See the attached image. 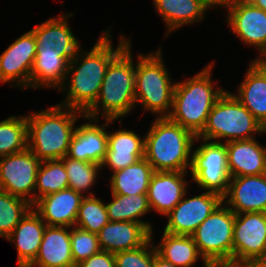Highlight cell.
I'll use <instances>...</instances> for the list:
<instances>
[{"instance_id": "f1b7e54d", "label": "cell", "mask_w": 266, "mask_h": 267, "mask_svg": "<svg viewBox=\"0 0 266 267\" xmlns=\"http://www.w3.org/2000/svg\"><path fill=\"white\" fill-rule=\"evenodd\" d=\"M158 244L155 246L157 254L174 266L192 267L198 258H202L205 267L208 266L191 236L173 235L164 231Z\"/></svg>"}, {"instance_id": "8fae6325", "label": "cell", "mask_w": 266, "mask_h": 267, "mask_svg": "<svg viewBox=\"0 0 266 267\" xmlns=\"http://www.w3.org/2000/svg\"><path fill=\"white\" fill-rule=\"evenodd\" d=\"M266 260V213L235 214L233 263Z\"/></svg>"}, {"instance_id": "cb8c5ba5", "label": "cell", "mask_w": 266, "mask_h": 267, "mask_svg": "<svg viewBox=\"0 0 266 267\" xmlns=\"http://www.w3.org/2000/svg\"><path fill=\"white\" fill-rule=\"evenodd\" d=\"M145 138L132 130H119L108 133L107 152L101 164L112 172L124 169L144 157Z\"/></svg>"}, {"instance_id": "d6a6232c", "label": "cell", "mask_w": 266, "mask_h": 267, "mask_svg": "<svg viewBox=\"0 0 266 267\" xmlns=\"http://www.w3.org/2000/svg\"><path fill=\"white\" fill-rule=\"evenodd\" d=\"M31 208L27 200L0 189V237L6 239Z\"/></svg>"}, {"instance_id": "ffe728a7", "label": "cell", "mask_w": 266, "mask_h": 267, "mask_svg": "<svg viewBox=\"0 0 266 267\" xmlns=\"http://www.w3.org/2000/svg\"><path fill=\"white\" fill-rule=\"evenodd\" d=\"M28 267H74L71 227L46 226L39 252Z\"/></svg>"}, {"instance_id": "9c48e42d", "label": "cell", "mask_w": 266, "mask_h": 267, "mask_svg": "<svg viewBox=\"0 0 266 267\" xmlns=\"http://www.w3.org/2000/svg\"><path fill=\"white\" fill-rule=\"evenodd\" d=\"M192 180L207 192L226 195L230 183L226 144L203 140L191 154Z\"/></svg>"}, {"instance_id": "8d00e7d4", "label": "cell", "mask_w": 266, "mask_h": 267, "mask_svg": "<svg viewBox=\"0 0 266 267\" xmlns=\"http://www.w3.org/2000/svg\"><path fill=\"white\" fill-rule=\"evenodd\" d=\"M151 238L142 246L114 253L116 267H153L154 245Z\"/></svg>"}, {"instance_id": "60d3db41", "label": "cell", "mask_w": 266, "mask_h": 267, "mask_svg": "<svg viewBox=\"0 0 266 267\" xmlns=\"http://www.w3.org/2000/svg\"><path fill=\"white\" fill-rule=\"evenodd\" d=\"M209 7H226L231 0H202Z\"/></svg>"}, {"instance_id": "5bb4252c", "label": "cell", "mask_w": 266, "mask_h": 267, "mask_svg": "<svg viewBox=\"0 0 266 267\" xmlns=\"http://www.w3.org/2000/svg\"><path fill=\"white\" fill-rule=\"evenodd\" d=\"M35 56L36 39L29 30L0 55V82H14L16 87L31 88V70Z\"/></svg>"}, {"instance_id": "ba28073f", "label": "cell", "mask_w": 266, "mask_h": 267, "mask_svg": "<svg viewBox=\"0 0 266 267\" xmlns=\"http://www.w3.org/2000/svg\"><path fill=\"white\" fill-rule=\"evenodd\" d=\"M222 202L191 235L208 263H233L235 213Z\"/></svg>"}, {"instance_id": "484cf974", "label": "cell", "mask_w": 266, "mask_h": 267, "mask_svg": "<svg viewBox=\"0 0 266 267\" xmlns=\"http://www.w3.org/2000/svg\"><path fill=\"white\" fill-rule=\"evenodd\" d=\"M69 61L55 49L36 45V56L31 70V88L61 89L67 81Z\"/></svg>"}, {"instance_id": "2e32d148", "label": "cell", "mask_w": 266, "mask_h": 267, "mask_svg": "<svg viewBox=\"0 0 266 267\" xmlns=\"http://www.w3.org/2000/svg\"><path fill=\"white\" fill-rule=\"evenodd\" d=\"M84 118L89 122L76 127L66 156L101 165L107 152L108 132L105 128L114 120L105 119L106 123L99 126V124H96L99 123L97 122L99 119L86 116ZM92 120L94 122L91 123Z\"/></svg>"}, {"instance_id": "7402d4cb", "label": "cell", "mask_w": 266, "mask_h": 267, "mask_svg": "<svg viewBox=\"0 0 266 267\" xmlns=\"http://www.w3.org/2000/svg\"><path fill=\"white\" fill-rule=\"evenodd\" d=\"M46 226L40 215L31 208L6 238L17 248L18 267H28L35 260Z\"/></svg>"}, {"instance_id": "b9f144b4", "label": "cell", "mask_w": 266, "mask_h": 267, "mask_svg": "<svg viewBox=\"0 0 266 267\" xmlns=\"http://www.w3.org/2000/svg\"><path fill=\"white\" fill-rule=\"evenodd\" d=\"M207 267H240L239 263H211Z\"/></svg>"}, {"instance_id": "603a6c76", "label": "cell", "mask_w": 266, "mask_h": 267, "mask_svg": "<svg viewBox=\"0 0 266 267\" xmlns=\"http://www.w3.org/2000/svg\"><path fill=\"white\" fill-rule=\"evenodd\" d=\"M70 16H72L71 13H67L57 18L53 17L31 29L36 39V45L55 49L69 62L81 47L67 23Z\"/></svg>"}, {"instance_id": "8992f818", "label": "cell", "mask_w": 266, "mask_h": 267, "mask_svg": "<svg viewBox=\"0 0 266 267\" xmlns=\"http://www.w3.org/2000/svg\"><path fill=\"white\" fill-rule=\"evenodd\" d=\"M257 133H266V129L233 93L225 90L212 107L206 125L197 138L213 142L226 138L225 143H228L256 138L253 134Z\"/></svg>"}, {"instance_id": "9a60e30c", "label": "cell", "mask_w": 266, "mask_h": 267, "mask_svg": "<svg viewBox=\"0 0 266 267\" xmlns=\"http://www.w3.org/2000/svg\"><path fill=\"white\" fill-rule=\"evenodd\" d=\"M223 202L235 214L266 213V174L230 178Z\"/></svg>"}, {"instance_id": "1f68e13d", "label": "cell", "mask_w": 266, "mask_h": 267, "mask_svg": "<svg viewBox=\"0 0 266 267\" xmlns=\"http://www.w3.org/2000/svg\"><path fill=\"white\" fill-rule=\"evenodd\" d=\"M28 148L26 116L0 121V157L22 152Z\"/></svg>"}, {"instance_id": "4316f807", "label": "cell", "mask_w": 266, "mask_h": 267, "mask_svg": "<svg viewBox=\"0 0 266 267\" xmlns=\"http://www.w3.org/2000/svg\"><path fill=\"white\" fill-rule=\"evenodd\" d=\"M153 4L168 28L167 37L181 26L203 20L210 8L202 0H153Z\"/></svg>"}, {"instance_id": "3957f363", "label": "cell", "mask_w": 266, "mask_h": 267, "mask_svg": "<svg viewBox=\"0 0 266 267\" xmlns=\"http://www.w3.org/2000/svg\"><path fill=\"white\" fill-rule=\"evenodd\" d=\"M213 65L212 62L194 77L176 82L174 86L172 110L168 118L196 137L203 131L212 107L225 91L223 88H213Z\"/></svg>"}, {"instance_id": "52a82bcc", "label": "cell", "mask_w": 266, "mask_h": 267, "mask_svg": "<svg viewBox=\"0 0 266 267\" xmlns=\"http://www.w3.org/2000/svg\"><path fill=\"white\" fill-rule=\"evenodd\" d=\"M138 59L135 64L136 103L158 115V118L168 117L172 110L175 83L164 65L161 49L149 55L139 54Z\"/></svg>"}, {"instance_id": "d590c367", "label": "cell", "mask_w": 266, "mask_h": 267, "mask_svg": "<svg viewBox=\"0 0 266 267\" xmlns=\"http://www.w3.org/2000/svg\"><path fill=\"white\" fill-rule=\"evenodd\" d=\"M100 250L97 234L85 231L76 226L71 228V251L74 267Z\"/></svg>"}, {"instance_id": "ac0fdd59", "label": "cell", "mask_w": 266, "mask_h": 267, "mask_svg": "<svg viewBox=\"0 0 266 267\" xmlns=\"http://www.w3.org/2000/svg\"><path fill=\"white\" fill-rule=\"evenodd\" d=\"M187 172L155 171L148 187L150 210L167 215L187 193Z\"/></svg>"}, {"instance_id": "f35d334b", "label": "cell", "mask_w": 266, "mask_h": 267, "mask_svg": "<svg viewBox=\"0 0 266 267\" xmlns=\"http://www.w3.org/2000/svg\"><path fill=\"white\" fill-rule=\"evenodd\" d=\"M153 267H177L174 266L171 262H168L166 260H164L162 257H160L155 249V245H154V264Z\"/></svg>"}, {"instance_id": "d4e9b609", "label": "cell", "mask_w": 266, "mask_h": 267, "mask_svg": "<svg viewBox=\"0 0 266 267\" xmlns=\"http://www.w3.org/2000/svg\"><path fill=\"white\" fill-rule=\"evenodd\" d=\"M234 96L266 129V68L259 60H253L245 79Z\"/></svg>"}, {"instance_id": "30bf717a", "label": "cell", "mask_w": 266, "mask_h": 267, "mask_svg": "<svg viewBox=\"0 0 266 267\" xmlns=\"http://www.w3.org/2000/svg\"><path fill=\"white\" fill-rule=\"evenodd\" d=\"M40 164L41 161L28 148L0 157V189L33 205Z\"/></svg>"}, {"instance_id": "ab89813d", "label": "cell", "mask_w": 266, "mask_h": 267, "mask_svg": "<svg viewBox=\"0 0 266 267\" xmlns=\"http://www.w3.org/2000/svg\"><path fill=\"white\" fill-rule=\"evenodd\" d=\"M240 267H266V260H247L240 262Z\"/></svg>"}, {"instance_id": "e575fe53", "label": "cell", "mask_w": 266, "mask_h": 267, "mask_svg": "<svg viewBox=\"0 0 266 267\" xmlns=\"http://www.w3.org/2000/svg\"><path fill=\"white\" fill-rule=\"evenodd\" d=\"M61 160L67 171L69 188L82 195L83 192L90 190L92 185L96 183L98 173H101L99 170L102 166L95 162H85L67 156Z\"/></svg>"}, {"instance_id": "ee69618b", "label": "cell", "mask_w": 266, "mask_h": 267, "mask_svg": "<svg viewBox=\"0 0 266 267\" xmlns=\"http://www.w3.org/2000/svg\"><path fill=\"white\" fill-rule=\"evenodd\" d=\"M265 57V58H264ZM259 61L264 65V67L266 68V54L259 59Z\"/></svg>"}, {"instance_id": "6da1fadb", "label": "cell", "mask_w": 266, "mask_h": 267, "mask_svg": "<svg viewBox=\"0 0 266 267\" xmlns=\"http://www.w3.org/2000/svg\"><path fill=\"white\" fill-rule=\"evenodd\" d=\"M104 33L88 53L87 51H85L86 54L82 53L83 49L80 48L69 62L67 78L71 73L72 76L69 83L65 81L60 89L64 91L67 87L68 93L59 105L85 114L95 104L110 62L131 43L130 39H125L121 35L120 42L114 50L109 30Z\"/></svg>"}, {"instance_id": "7a4b0ae2", "label": "cell", "mask_w": 266, "mask_h": 267, "mask_svg": "<svg viewBox=\"0 0 266 267\" xmlns=\"http://www.w3.org/2000/svg\"><path fill=\"white\" fill-rule=\"evenodd\" d=\"M79 116L84 118L85 114L59 104L26 115L28 149L41 162L64 158Z\"/></svg>"}, {"instance_id": "74e56055", "label": "cell", "mask_w": 266, "mask_h": 267, "mask_svg": "<svg viewBox=\"0 0 266 267\" xmlns=\"http://www.w3.org/2000/svg\"><path fill=\"white\" fill-rule=\"evenodd\" d=\"M76 267H116L114 253L100 250L90 258L79 263Z\"/></svg>"}, {"instance_id": "f546056e", "label": "cell", "mask_w": 266, "mask_h": 267, "mask_svg": "<svg viewBox=\"0 0 266 267\" xmlns=\"http://www.w3.org/2000/svg\"><path fill=\"white\" fill-rule=\"evenodd\" d=\"M112 202L106 205L109 220L112 222L127 221L143 224L152 234V225L147 221L140 220L141 216L150 212L147 194L131 196L112 193Z\"/></svg>"}, {"instance_id": "83f0119b", "label": "cell", "mask_w": 266, "mask_h": 267, "mask_svg": "<svg viewBox=\"0 0 266 267\" xmlns=\"http://www.w3.org/2000/svg\"><path fill=\"white\" fill-rule=\"evenodd\" d=\"M154 172L150 163L143 157L136 163L113 172L110 179L111 191L125 196L147 194Z\"/></svg>"}, {"instance_id": "44dd1931", "label": "cell", "mask_w": 266, "mask_h": 267, "mask_svg": "<svg viewBox=\"0 0 266 267\" xmlns=\"http://www.w3.org/2000/svg\"><path fill=\"white\" fill-rule=\"evenodd\" d=\"M97 236L101 250L116 253L144 245L151 238V232L140 223L109 221Z\"/></svg>"}, {"instance_id": "4dcf8cb0", "label": "cell", "mask_w": 266, "mask_h": 267, "mask_svg": "<svg viewBox=\"0 0 266 267\" xmlns=\"http://www.w3.org/2000/svg\"><path fill=\"white\" fill-rule=\"evenodd\" d=\"M68 187V176L63 161L61 159L43 161L37 172L34 203L43 196Z\"/></svg>"}, {"instance_id": "277c9868", "label": "cell", "mask_w": 266, "mask_h": 267, "mask_svg": "<svg viewBox=\"0 0 266 267\" xmlns=\"http://www.w3.org/2000/svg\"><path fill=\"white\" fill-rule=\"evenodd\" d=\"M144 138V158L154 171L187 172L193 143L199 141L192 132L168 117H157Z\"/></svg>"}, {"instance_id": "5b68a950", "label": "cell", "mask_w": 266, "mask_h": 267, "mask_svg": "<svg viewBox=\"0 0 266 267\" xmlns=\"http://www.w3.org/2000/svg\"><path fill=\"white\" fill-rule=\"evenodd\" d=\"M129 43L109 64L95 104L85 113L86 117L109 120L129 114L136 105L135 65ZM100 105V106H99ZM101 107V108H100Z\"/></svg>"}, {"instance_id": "7c38bea8", "label": "cell", "mask_w": 266, "mask_h": 267, "mask_svg": "<svg viewBox=\"0 0 266 267\" xmlns=\"http://www.w3.org/2000/svg\"><path fill=\"white\" fill-rule=\"evenodd\" d=\"M227 8V23L244 44L257 47L259 60L266 54V11L247 0H231Z\"/></svg>"}, {"instance_id": "7bdbcfd3", "label": "cell", "mask_w": 266, "mask_h": 267, "mask_svg": "<svg viewBox=\"0 0 266 267\" xmlns=\"http://www.w3.org/2000/svg\"><path fill=\"white\" fill-rule=\"evenodd\" d=\"M247 1H249L253 6L266 11V0H247Z\"/></svg>"}, {"instance_id": "e0dca14e", "label": "cell", "mask_w": 266, "mask_h": 267, "mask_svg": "<svg viewBox=\"0 0 266 267\" xmlns=\"http://www.w3.org/2000/svg\"><path fill=\"white\" fill-rule=\"evenodd\" d=\"M85 196L72 188L39 198L32 208L47 226H75L78 210Z\"/></svg>"}, {"instance_id": "4fadbf2b", "label": "cell", "mask_w": 266, "mask_h": 267, "mask_svg": "<svg viewBox=\"0 0 266 267\" xmlns=\"http://www.w3.org/2000/svg\"><path fill=\"white\" fill-rule=\"evenodd\" d=\"M185 196L186 194L165 215L168 216V222L164 228L166 233L191 236L196 228L223 202L219 194L207 191L189 199Z\"/></svg>"}, {"instance_id": "d6986e66", "label": "cell", "mask_w": 266, "mask_h": 267, "mask_svg": "<svg viewBox=\"0 0 266 267\" xmlns=\"http://www.w3.org/2000/svg\"><path fill=\"white\" fill-rule=\"evenodd\" d=\"M225 144L231 178L266 174V147L256 138Z\"/></svg>"}, {"instance_id": "836d02e7", "label": "cell", "mask_w": 266, "mask_h": 267, "mask_svg": "<svg viewBox=\"0 0 266 267\" xmlns=\"http://www.w3.org/2000/svg\"><path fill=\"white\" fill-rule=\"evenodd\" d=\"M85 196L78 210L75 226L97 234L110 220L105 203L91 192Z\"/></svg>"}]
</instances>
